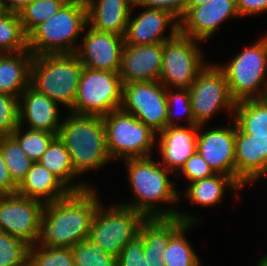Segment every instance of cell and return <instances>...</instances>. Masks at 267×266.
I'll use <instances>...</instances> for the list:
<instances>
[{
	"instance_id": "obj_47",
	"label": "cell",
	"mask_w": 267,
	"mask_h": 266,
	"mask_svg": "<svg viewBox=\"0 0 267 266\" xmlns=\"http://www.w3.org/2000/svg\"><path fill=\"white\" fill-rule=\"evenodd\" d=\"M6 11L4 4H3V0H0V16H2Z\"/></svg>"
},
{
	"instance_id": "obj_44",
	"label": "cell",
	"mask_w": 267,
	"mask_h": 266,
	"mask_svg": "<svg viewBox=\"0 0 267 266\" xmlns=\"http://www.w3.org/2000/svg\"><path fill=\"white\" fill-rule=\"evenodd\" d=\"M33 0H3L6 11L18 12L26 5L30 4Z\"/></svg>"
},
{
	"instance_id": "obj_38",
	"label": "cell",
	"mask_w": 267,
	"mask_h": 266,
	"mask_svg": "<svg viewBox=\"0 0 267 266\" xmlns=\"http://www.w3.org/2000/svg\"><path fill=\"white\" fill-rule=\"evenodd\" d=\"M19 98L0 93V136H10L19 126Z\"/></svg>"
},
{
	"instance_id": "obj_1",
	"label": "cell",
	"mask_w": 267,
	"mask_h": 266,
	"mask_svg": "<svg viewBox=\"0 0 267 266\" xmlns=\"http://www.w3.org/2000/svg\"><path fill=\"white\" fill-rule=\"evenodd\" d=\"M93 188L71 191L66 197L46 203L42 213L38 244L53 248H72L89 237L91 223L100 204Z\"/></svg>"
},
{
	"instance_id": "obj_31",
	"label": "cell",
	"mask_w": 267,
	"mask_h": 266,
	"mask_svg": "<svg viewBox=\"0 0 267 266\" xmlns=\"http://www.w3.org/2000/svg\"><path fill=\"white\" fill-rule=\"evenodd\" d=\"M0 151L12 181L18 186L25 178L33 161L11 136H0Z\"/></svg>"
},
{
	"instance_id": "obj_26",
	"label": "cell",
	"mask_w": 267,
	"mask_h": 266,
	"mask_svg": "<svg viewBox=\"0 0 267 266\" xmlns=\"http://www.w3.org/2000/svg\"><path fill=\"white\" fill-rule=\"evenodd\" d=\"M239 191L242 187L230 176L216 173L211 177L195 180L189 183L185 193L192 204L200 206H215L224 198L225 189Z\"/></svg>"
},
{
	"instance_id": "obj_37",
	"label": "cell",
	"mask_w": 267,
	"mask_h": 266,
	"mask_svg": "<svg viewBox=\"0 0 267 266\" xmlns=\"http://www.w3.org/2000/svg\"><path fill=\"white\" fill-rule=\"evenodd\" d=\"M29 245L0 231V266H28Z\"/></svg>"
},
{
	"instance_id": "obj_12",
	"label": "cell",
	"mask_w": 267,
	"mask_h": 266,
	"mask_svg": "<svg viewBox=\"0 0 267 266\" xmlns=\"http://www.w3.org/2000/svg\"><path fill=\"white\" fill-rule=\"evenodd\" d=\"M121 109L158 134L167 127L166 87L160 81L123 84Z\"/></svg>"
},
{
	"instance_id": "obj_14",
	"label": "cell",
	"mask_w": 267,
	"mask_h": 266,
	"mask_svg": "<svg viewBox=\"0 0 267 266\" xmlns=\"http://www.w3.org/2000/svg\"><path fill=\"white\" fill-rule=\"evenodd\" d=\"M88 30L83 36L82 45L78 46L75 55L83 67L92 70L119 72L122 51L125 45L124 36L111 32L95 30L87 24Z\"/></svg>"
},
{
	"instance_id": "obj_27",
	"label": "cell",
	"mask_w": 267,
	"mask_h": 266,
	"mask_svg": "<svg viewBox=\"0 0 267 266\" xmlns=\"http://www.w3.org/2000/svg\"><path fill=\"white\" fill-rule=\"evenodd\" d=\"M38 162L56 175L71 191H82L91 187L85 182H72L79 176L74 172L69 152L58 136L50 143Z\"/></svg>"
},
{
	"instance_id": "obj_33",
	"label": "cell",
	"mask_w": 267,
	"mask_h": 266,
	"mask_svg": "<svg viewBox=\"0 0 267 266\" xmlns=\"http://www.w3.org/2000/svg\"><path fill=\"white\" fill-rule=\"evenodd\" d=\"M69 0H33L19 11L20 20L28 35L36 26L57 13Z\"/></svg>"
},
{
	"instance_id": "obj_48",
	"label": "cell",
	"mask_w": 267,
	"mask_h": 266,
	"mask_svg": "<svg viewBox=\"0 0 267 266\" xmlns=\"http://www.w3.org/2000/svg\"><path fill=\"white\" fill-rule=\"evenodd\" d=\"M262 99L267 101V81H266V85H265V89H264V93H263Z\"/></svg>"
},
{
	"instance_id": "obj_41",
	"label": "cell",
	"mask_w": 267,
	"mask_h": 266,
	"mask_svg": "<svg viewBox=\"0 0 267 266\" xmlns=\"http://www.w3.org/2000/svg\"><path fill=\"white\" fill-rule=\"evenodd\" d=\"M134 6L136 8L164 9L180 20L186 10L187 0H135Z\"/></svg>"
},
{
	"instance_id": "obj_11",
	"label": "cell",
	"mask_w": 267,
	"mask_h": 266,
	"mask_svg": "<svg viewBox=\"0 0 267 266\" xmlns=\"http://www.w3.org/2000/svg\"><path fill=\"white\" fill-rule=\"evenodd\" d=\"M194 125L205 126L218 111L234 114L233 100L226 77L217 64L206 65L189 88Z\"/></svg>"
},
{
	"instance_id": "obj_45",
	"label": "cell",
	"mask_w": 267,
	"mask_h": 266,
	"mask_svg": "<svg viewBox=\"0 0 267 266\" xmlns=\"http://www.w3.org/2000/svg\"><path fill=\"white\" fill-rule=\"evenodd\" d=\"M208 1L210 0H187L186 8L198 7V6L204 5Z\"/></svg>"
},
{
	"instance_id": "obj_46",
	"label": "cell",
	"mask_w": 267,
	"mask_h": 266,
	"mask_svg": "<svg viewBox=\"0 0 267 266\" xmlns=\"http://www.w3.org/2000/svg\"><path fill=\"white\" fill-rule=\"evenodd\" d=\"M257 266H267V255L259 259V262H257Z\"/></svg>"
},
{
	"instance_id": "obj_32",
	"label": "cell",
	"mask_w": 267,
	"mask_h": 266,
	"mask_svg": "<svg viewBox=\"0 0 267 266\" xmlns=\"http://www.w3.org/2000/svg\"><path fill=\"white\" fill-rule=\"evenodd\" d=\"M27 129V130H26ZM18 126L10 136L19 144L24 153L33 161L38 162L50 143L58 136L44 130H32Z\"/></svg>"
},
{
	"instance_id": "obj_5",
	"label": "cell",
	"mask_w": 267,
	"mask_h": 266,
	"mask_svg": "<svg viewBox=\"0 0 267 266\" xmlns=\"http://www.w3.org/2000/svg\"><path fill=\"white\" fill-rule=\"evenodd\" d=\"M82 71L83 65L75 54L33 56L30 85L70 110L74 106Z\"/></svg>"
},
{
	"instance_id": "obj_22",
	"label": "cell",
	"mask_w": 267,
	"mask_h": 266,
	"mask_svg": "<svg viewBox=\"0 0 267 266\" xmlns=\"http://www.w3.org/2000/svg\"><path fill=\"white\" fill-rule=\"evenodd\" d=\"M135 0H86L88 25L124 36Z\"/></svg>"
},
{
	"instance_id": "obj_16",
	"label": "cell",
	"mask_w": 267,
	"mask_h": 266,
	"mask_svg": "<svg viewBox=\"0 0 267 266\" xmlns=\"http://www.w3.org/2000/svg\"><path fill=\"white\" fill-rule=\"evenodd\" d=\"M236 16H240L236 0H210L204 5L186 8L179 30L182 35L204 42L222 22Z\"/></svg>"
},
{
	"instance_id": "obj_43",
	"label": "cell",
	"mask_w": 267,
	"mask_h": 266,
	"mask_svg": "<svg viewBox=\"0 0 267 266\" xmlns=\"http://www.w3.org/2000/svg\"><path fill=\"white\" fill-rule=\"evenodd\" d=\"M17 185L12 181L0 151V195L16 193Z\"/></svg>"
},
{
	"instance_id": "obj_17",
	"label": "cell",
	"mask_w": 267,
	"mask_h": 266,
	"mask_svg": "<svg viewBox=\"0 0 267 266\" xmlns=\"http://www.w3.org/2000/svg\"><path fill=\"white\" fill-rule=\"evenodd\" d=\"M143 9L134 19L131 11L124 35L125 44L139 46L165 42L180 32V20L171 12L156 8ZM167 27L170 28L169 37L164 36Z\"/></svg>"
},
{
	"instance_id": "obj_34",
	"label": "cell",
	"mask_w": 267,
	"mask_h": 266,
	"mask_svg": "<svg viewBox=\"0 0 267 266\" xmlns=\"http://www.w3.org/2000/svg\"><path fill=\"white\" fill-rule=\"evenodd\" d=\"M74 266H118V256L104 252L101 246L89 238L72 248Z\"/></svg>"
},
{
	"instance_id": "obj_3",
	"label": "cell",
	"mask_w": 267,
	"mask_h": 266,
	"mask_svg": "<svg viewBox=\"0 0 267 266\" xmlns=\"http://www.w3.org/2000/svg\"><path fill=\"white\" fill-rule=\"evenodd\" d=\"M69 113L62 121L58 137L69 152L74 172L80 177L104 167L112 159L107 150L102 116Z\"/></svg>"
},
{
	"instance_id": "obj_39",
	"label": "cell",
	"mask_w": 267,
	"mask_h": 266,
	"mask_svg": "<svg viewBox=\"0 0 267 266\" xmlns=\"http://www.w3.org/2000/svg\"><path fill=\"white\" fill-rule=\"evenodd\" d=\"M118 266H148L147 255H144V241L139 235L122 248L118 256Z\"/></svg>"
},
{
	"instance_id": "obj_21",
	"label": "cell",
	"mask_w": 267,
	"mask_h": 266,
	"mask_svg": "<svg viewBox=\"0 0 267 266\" xmlns=\"http://www.w3.org/2000/svg\"><path fill=\"white\" fill-rule=\"evenodd\" d=\"M159 154L161 165L173 173L179 171L185 162L196 152L198 126H167L160 133Z\"/></svg>"
},
{
	"instance_id": "obj_9",
	"label": "cell",
	"mask_w": 267,
	"mask_h": 266,
	"mask_svg": "<svg viewBox=\"0 0 267 266\" xmlns=\"http://www.w3.org/2000/svg\"><path fill=\"white\" fill-rule=\"evenodd\" d=\"M123 84L119 72L92 70L83 67L74 106L78 115L109 114L121 109Z\"/></svg>"
},
{
	"instance_id": "obj_10",
	"label": "cell",
	"mask_w": 267,
	"mask_h": 266,
	"mask_svg": "<svg viewBox=\"0 0 267 266\" xmlns=\"http://www.w3.org/2000/svg\"><path fill=\"white\" fill-rule=\"evenodd\" d=\"M202 41L182 35L163 42L162 68L159 81L166 88L189 89L204 64L199 43Z\"/></svg>"
},
{
	"instance_id": "obj_40",
	"label": "cell",
	"mask_w": 267,
	"mask_h": 266,
	"mask_svg": "<svg viewBox=\"0 0 267 266\" xmlns=\"http://www.w3.org/2000/svg\"><path fill=\"white\" fill-rule=\"evenodd\" d=\"M180 172L188 180V183L216 174L197 151L185 162L179 170V174Z\"/></svg>"
},
{
	"instance_id": "obj_28",
	"label": "cell",
	"mask_w": 267,
	"mask_h": 266,
	"mask_svg": "<svg viewBox=\"0 0 267 266\" xmlns=\"http://www.w3.org/2000/svg\"><path fill=\"white\" fill-rule=\"evenodd\" d=\"M232 118L246 134L267 137V101L262 98L237 102Z\"/></svg>"
},
{
	"instance_id": "obj_19",
	"label": "cell",
	"mask_w": 267,
	"mask_h": 266,
	"mask_svg": "<svg viewBox=\"0 0 267 266\" xmlns=\"http://www.w3.org/2000/svg\"><path fill=\"white\" fill-rule=\"evenodd\" d=\"M162 58L163 42L139 46L125 44L119 70L122 84L159 81Z\"/></svg>"
},
{
	"instance_id": "obj_18",
	"label": "cell",
	"mask_w": 267,
	"mask_h": 266,
	"mask_svg": "<svg viewBox=\"0 0 267 266\" xmlns=\"http://www.w3.org/2000/svg\"><path fill=\"white\" fill-rule=\"evenodd\" d=\"M235 166L242 188L267 176V137L246 134L235 123Z\"/></svg>"
},
{
	"instance_id": "obj_8",
	"label": "cell",
	"mask_w": 267,
	"mask_h": 266,
	"mask_svg": "<svg viewBox=\"0 0 267 266\" xmlns=\"http://www.w3.org/2000/svg\"><path fill=\"white\" fill-rule=\"evenodd\" d=\"M102 205L100 202L96 209L88 238L99 244L104 252L119 256L122 248L138 235L146 217L119 203L109 208Z\"/></svg>"
},
{
	"instance_id": "obj_2",
	"label": "cell",
	"mask_w": 267,
	"mask_h": 266,
	"mask_svg": "<svg viewBox=\"0 0 267 266\" xmlns=\"http://www.w3.org/2000/svg\"><path fill=\"white\" fill-rule=\"evenodd\" d=\"M127 168V177L130 181L131 191L135 200L131 203H119L142 213L146 218L155 217H178L185 223L197 222L186 212H180L172 207L161 208L158 203L176 204L180 193L174 187L169 175L173 172L155 162L151 156L124 160ZM158 205V207H156ZM165 209V210H164Z\"/></svg>"
},
{
	"instance_id": "obj_20",
	"label": "cell",
	"mask_w": 267,
	"mask_h": 266,
	"mask_svg": "<svg viewBox=\"0 0 267 266\" xmlns=\"http://www.w3.org/2000/svg\"><path fill=\"white\" fill-rule=\"evenodd\" d=\"M18 113L20 126H23L26 120L25 124L29 125V129L59 134L62 122L59 119L58 103L31 85L19 97Z\"/></svg>"
},
{
	"instance_id": "obj_36",
	"label": "cell",
	"mask_w": 267,
	"mask_h": 266,
	"mask_svg": "<svg viewBox=\"0 0 267 266\" xmlns=\"http://www.w3.org/2000/svg\"><path fill=\"white\" fill-rule=\"evenodd\" d=\"M174 90L172 88H166L168 109L167 126H178L179 122L177 123V120L181 119L180 115L184 116L188 126L194 125L189 89L174 88Z\"/></svg>"
},
{
	"instance_id": "obj_15",
	"label": "cell",
	"mask_w": 267,
	"mask_h": 266,
	"mask_svg": "<svg viewBox=\"0 0 267 266\" xmlns=\"http://www.w3.org/2000/svg\"><path fill=\"white\" fill-rule=\"evenodd\" d=\"M232 121L231 128L221 126L205 132L203 125L198 126L196 151L215 173L230 176L236 181L235 121Z\"/></svg>"
},
{
	"instance_id": "obj_6",
	"label": "cell",
	"mask_w": 267,
	"mask_h": 266,
	"mask_svg": "<svg viewBox=\"0 0 267 266\" xmlns=\"http://www.w3.org/2000/svg\"><path fill=\"white\" fill-rule=\"evenodd\" d=\"M218 67L236 103L262 98L267 81V35L243 49L229 64Z\"/></svg>"
},
{
	"instance_id": "obj_42",
	"label": "cell",
	"mask_w": 267,
	"mask_h": 266,
	"mask_svg": "<svg viewBox=\"0 0 267 266\" xmlns=\"http://www.w3.org/2000/svg\"><path fill=\"white\" fill-rule=\"evenodd\" d=\"M241 16H253L267 12V0H236Z\"/></svg>"
},
{
	"instance_id": "obj_30",
	"label": "cell",
	"mask_w": 267,
	"mask_h": 266,
	"mask_svg": "<svg viewBox=\"0 0 267 266\" xmlns=\"http://www.w3.org/2000/svg\"><path fill=\"white\" fill-rule=\"evenodd\" d=\"M28 35L18 12H5L0 16V53L27 51Z\"/></svg>"
},
{
	"instance_id": "obj_24",
	"label": "cell",
	"mask_w": 267,
	"mask_h": 266,
	"mask_svg": "<svg viewBox=\"0 0 267 266\" xmlns=\"http://www.w3.org/2000/svg\"><path fill=\"white\" fill-rule=\"evenodd\" d=\"M16 192L46 204L66 197L71 190L45 166L33 162Z\"/></svg>"
},
{
	"instance_id": "obj_35",
	"label": "cell",
	"mask_w": 267,
	"mask_h": 266,
	"mask_svg": "<svg viewBox=\"0 0 267 266\" xmlns=\"http://www.w3.org/2000/svg\"><path fill=\"white\" fill-rule=\"evenodd\" d=\"M28 266H74V255L71 248L36 244L29 247Z\"/></svg>"
},
{
	"instance_id": "obj_4",
	"label": "cell",
	"mask_w": 267,
	"mask_h": 266,
	"mask_svg": "<svg viewBox=\"0 0 267 266\" xmlns=\"http://www.w3.org/2000/svg\"><path fill=\"white\" fill-rule=\"evenodd\" d=\"M87 24L86 0H69L28 34V49L33 56L74 54L78 47L75 42Z\"/></svg>"
},
{
	"instance_id": "obj_49",
	"label": "cell",
	"mask_w": 267,
	"mask_h": 266,
	"mask_svg": "<svg viewBox=\"0 0 267 266\" xmlns=\"http://www.w3.org/2000/svg\"><path fill=\"white\" fill-rule=\"evenodd\" d=\"M200 262L201 261L199 260L194 266H202Z\"/></svg>"
},
{
	"instance_id": "obj_25",
	"label": "cell",
	"mask_w": 267,
	"mask_h": 266,
	"mask_svg": "<svg viewBox=\"0 0 267 266\" xmlns=\"http://www.w3.org/2000/svg\"><path fill=\"white\" fill-rule=\"evenodd\" d=\"M33 54L27 50L0 53V93L20 97L30 85V66Z\"/></svg>"
},
{
	"instance_id": "obj_29",
	"label": "cell",
	"mask_w": 267,
	"mask_h": 266,
	"mask_svg": "<svg viewBox=\"0 0 267 266\" xmlns=\"http://www.w3.org/2000/svg\"><path fill=\"white\" fill-rule=\"evenodd\" d=\"M194 224L184 223L171 236L162 255L165 266H194L199 261L198 255L185 236L186 231Z\"/></svg>"
},
{
	"instance_id": "obj_13",
	"label": "cell",
	"mask_w": 267,
	"mask_h": 266,
	"mask_svg": "<svg viewBox=\"0 0 267 266\" xmlns=\"http://www.w3.org/2000/svg\"><path fill=\"white\" fill-rule=\"evenodd\" d=\"M44 205L17 192L0 195V231L20 237L29 246L38 244Z\"/></svg>"
},
{
	"instance_id": "obj_7",
	"label": "cell",
	"mask_w": 267,
	"mask_h": 266,
	"mask_svg": "<svg viewBox=\"0 0 267 266\" xmlns=\"http://www.w3.org/2000/svg\"><path fill=\"white\" fill-rule=\"evenodd\" d=\"M102 120L112 160L124 161L152 155L158 136L137 117L118 109L103 115Z\"/></svg>"
},
{
	"instance_id": "obj_23",
	"label": "cell",
	"mask_w": 267,
	"mask_h": 266,
	"mask_svg": "<svg viewBox=\"0 0 267 266\" xmlns=\"http://www.w3.org/2000/svg\"><path fill=\"white\" fill-rule=\"evenodd\" d=\"M184 223L178 217L146 218L141 223L138 235L144 241V255H147L148 266H165L163 252L171 236Z\"/></svg>"
}]
</instances>
